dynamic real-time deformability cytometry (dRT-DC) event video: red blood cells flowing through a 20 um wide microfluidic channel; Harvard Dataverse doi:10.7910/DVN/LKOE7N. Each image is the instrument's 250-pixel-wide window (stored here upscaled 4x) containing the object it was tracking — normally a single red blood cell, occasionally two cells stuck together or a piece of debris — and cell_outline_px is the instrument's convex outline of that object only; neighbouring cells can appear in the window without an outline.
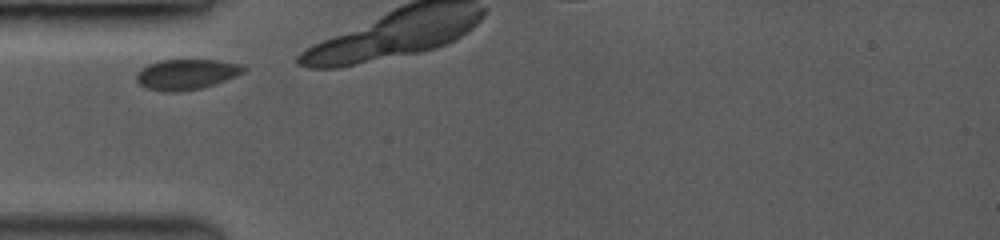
{"species": "common noctule bat (a hibernating species)", "species_latin": "Nyctalus noctula", "temperature_condition": "room temperature", "stored_images_in_passage": 4, "camera_frame_rate_fps": 3500, "um_per_image_px": 0.085, "animal": {"sex": "female", "body_mass_g": 19.0, "forearm_length_mm": 53.3}, "frame": {"image": 1, "passage_image": 1, "time_ms": 0.0, "image_size_px": [1000, 240], "cell_outline_px": [[248, 68], [244, 72], [236, 76], [200, 88], [148, 88], [140, 84], [136, 80], [136, 72], [140, 68], [148, 64], [160, 60], [216, 60], [240, 64]], "centroid_in_image_um": [15.87, 6.24], "position_along_channel_um": 69.1, "area_um2": 17.98}}